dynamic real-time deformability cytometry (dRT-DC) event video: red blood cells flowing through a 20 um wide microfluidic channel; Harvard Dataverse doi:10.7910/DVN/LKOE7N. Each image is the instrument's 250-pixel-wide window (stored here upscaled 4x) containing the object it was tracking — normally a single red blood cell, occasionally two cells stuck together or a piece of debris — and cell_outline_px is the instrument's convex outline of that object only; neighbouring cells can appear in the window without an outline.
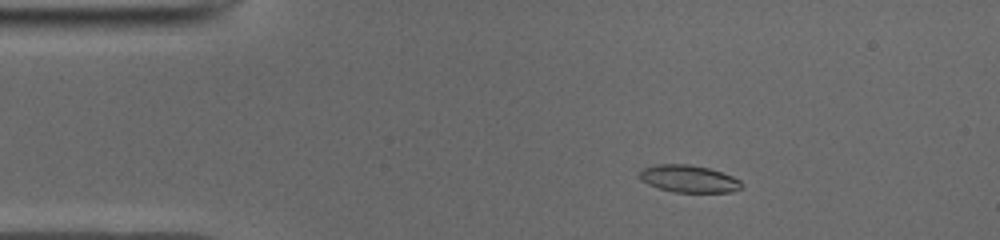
{"species": "common noctule bat (a hibernating species)", "species_latin": "Nyctalus noctula", "temperature_condition": "cold", "stored_images_in_passage": 49, "camera_frame_rate_fps": 3000, "um_per_image_px": 0.085, "animal": {"sex": "male", "body_mass_g": 19.0, "forearm_length_mm": 50.8}, "frame": {"image": 1, "passage_image": 7, "time_ms": 2.0, "image_size_px": [1000, 240], "cell_outline_px": [[740, 188], [732, 192], [672, 192], [648, 184], [640, 180], [640, 172], [644, 168], [656, 164], [688, 164], [708, 168], [732, 176], [740, 180]], "centroid_in_image_um": [58.52, 15.2], "position_along_channel_um": 26.5, "area_um2": 16.01}}
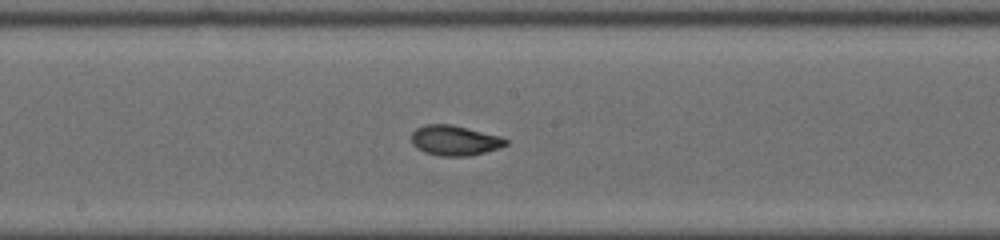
{"frame": {"image": 2, "passage_image": 25, "time_ms": 8.0, "image_size_px": [1000, 240], "cell_outline_px": [[508, 144], [500, 148], [468, 156], [440, 156], [424, 152], [416, 148], [412, 144], [412, 132], [416, 128], [424, 124], [452, 124], [504, 136], [508, 140]], "centroid_in_image_um": [38.68, 11.92], "position_along_channel_um": 209.5, "area_um2": 16.88}}
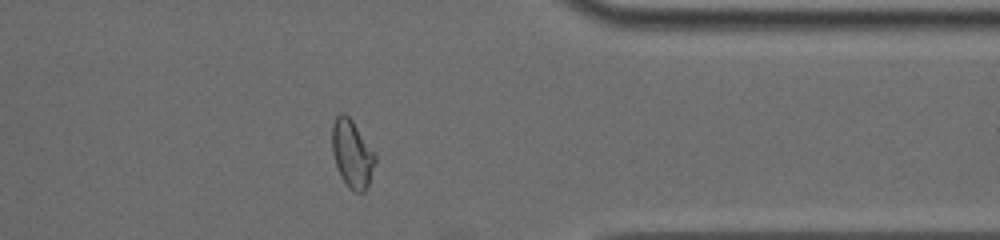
{"frame": {"image": 3, "passage_image": 39, "time_ms": 12.667, "image_size_px": [1000, 240], "cell_outline_px": [[376, 160], [368, 184], [364, 192], [356, 192], [348, 188], [340, 176], [332, 152], [332, 124], [336, 116], [340, 112], [344, 112], [352, 120], [376, 156]], "centroid_in_image_um": [29.9, 13.07], "position_along_channel_um": 381.5, "area_um2": 16.82}, "authors_computed_cell_mechanics": {"area_um2": 16.5308, "velocity_mm_per_s": 3.9506, "shape_relaxation_time_tau1_ms": 3.8212, "shape_relaxation_time_tau2_ms": 1.5963, "deformation_change_tau1": 0.1672, "deformation_change_tau2": 0.0558}}